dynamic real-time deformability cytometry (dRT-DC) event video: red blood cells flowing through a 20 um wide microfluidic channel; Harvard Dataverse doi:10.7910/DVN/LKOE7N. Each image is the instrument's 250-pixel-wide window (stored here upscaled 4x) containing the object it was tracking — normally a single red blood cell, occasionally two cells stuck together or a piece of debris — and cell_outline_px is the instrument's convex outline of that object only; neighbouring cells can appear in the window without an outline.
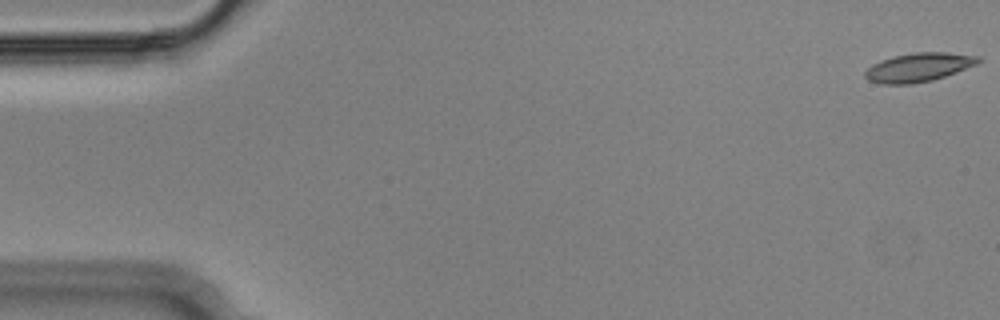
{"species": "Egyptian fruit bat (a non-hibernating species)", "species_latin": "Rousettus aegyptiacus", "temperature_condition": "cold", "stored_images_in_passage": 55, "camera_frame_rate_fps": 3000, "um_per_image_px": 0.085, "animal": {"sex": "male"}, "frame": {"image": 1, "passage_image": 1, "time_ms": 0.0, "image_size_px": [1000, 320], "cell_outline_px": [[980, 60], [976, 64], [944, 76], [932, 80], [912, 84], [880, 84], [868, 80], [864, 76], [864, 72], [872, 64], [880, 60], [892, 56], [916, 52], [944, 52], [976, 56]], "centroid_in_image_um": [77.99, 5.72], "position_along_channel_um": 7.0, "area_um2": 18.79}}
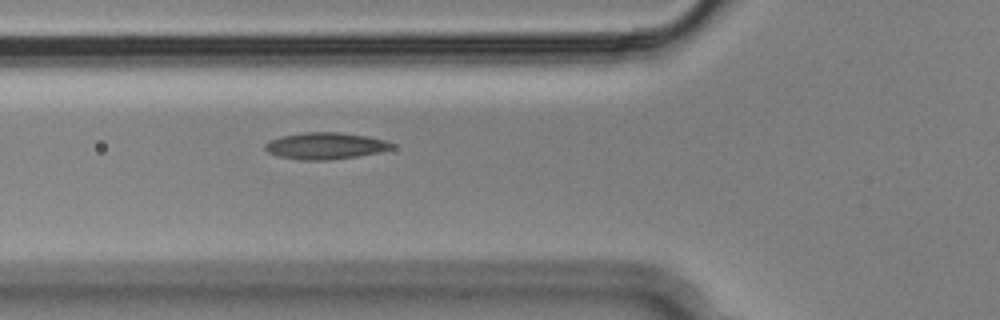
{"frame": {"image": 2, "passage_image": 20, "time_ms": 6.333, "image_size_px": [1000, 320], "cell_outline_px": [[396, 144], [392, 148], [376, 152], [356, 156], [328, 160], [300, 160], [276, 156], [268, 152], [264, 148], [264, 144], [272, 140], [284, 136], [304, 132], [336, 132], [364, 136], [384, 140]], "centroid_in_image_um": [27.61, 12.4], "position_along_channel_um": 98.2, "area_um2": 19.36}}
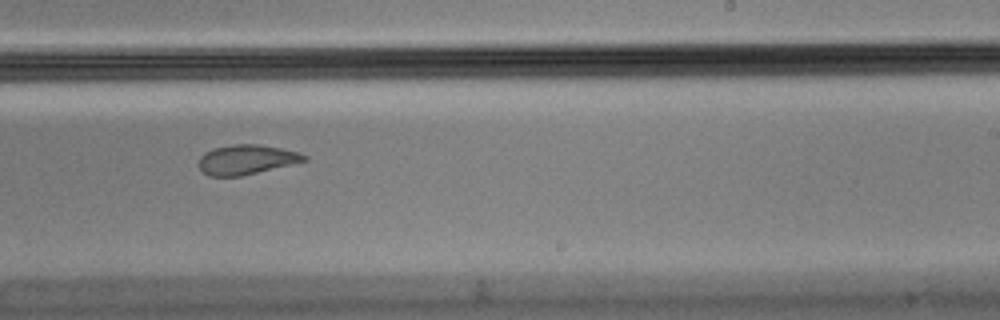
{"frame": {"image": 3, "passage_image": 34, "time_ms": 11.0, "image_size_px": [1000, 320], "cell_outline_px": [[308, 160], [240, 176], [208, 176], [200, 168], [200, 156], [204, 152], [216, 148], [232, 144], [260, 144], [300, 152], [308, 156]], "centroid_in_image_um": [20.97, 13.55], "position_along_channel_um": 268.0, "area_um2": 18.03}, "authors_computed_cell_mechanics": {"area_um2": 19.0162, "velocity_mm_per_s": 3.6333, "shape_relaxation_time_tau1_ms": 10.6713, "shape_relaxation_time_tau2_ms": 1.932, "deformation_change_tau1": 0.2562, "deformation_change_tau2": 0.0778}}